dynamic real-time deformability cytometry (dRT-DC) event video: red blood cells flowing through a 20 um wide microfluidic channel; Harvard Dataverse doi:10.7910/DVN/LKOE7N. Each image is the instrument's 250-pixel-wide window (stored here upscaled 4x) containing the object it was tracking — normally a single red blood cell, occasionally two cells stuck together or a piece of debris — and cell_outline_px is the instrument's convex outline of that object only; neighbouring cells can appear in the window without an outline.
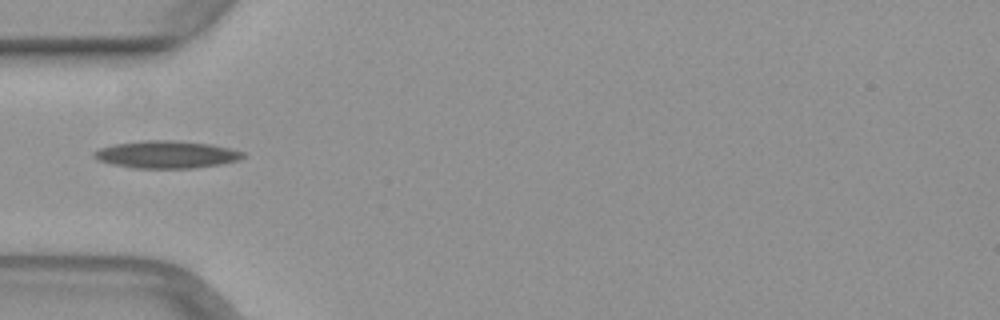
{"species": "common noctule bat (a hibernating species)", "species_latin": "Nyctalus noctula", "temperature_condition": "warm", "stored_images_in_passage": 28, "camera_frame_rate_fps": 3000, "um_per_image_px": 0.085, "animal": {"sex": "female", "body_mass_g": 29.2, "forearm_length_mm": 56.3}, "frame": {"image": 1, "passage_image": 1, "time_ms": 0.0, "image_size_px": [1000, 320], "cell_outline_px": [[244, 156], [240, 160], [220, 164], [196, 168], [132, 168], [112, 164], [100, 160], [92, 156], [92, 152], [100, 148], [112, 144], [140, 140], [172, 140], [208, 144], [228, 148], [244, 152]], "centroid_in_image_um": [14.11, 13.13], "position_along_channel_um": 70.9, "area_um2": 23.81}}